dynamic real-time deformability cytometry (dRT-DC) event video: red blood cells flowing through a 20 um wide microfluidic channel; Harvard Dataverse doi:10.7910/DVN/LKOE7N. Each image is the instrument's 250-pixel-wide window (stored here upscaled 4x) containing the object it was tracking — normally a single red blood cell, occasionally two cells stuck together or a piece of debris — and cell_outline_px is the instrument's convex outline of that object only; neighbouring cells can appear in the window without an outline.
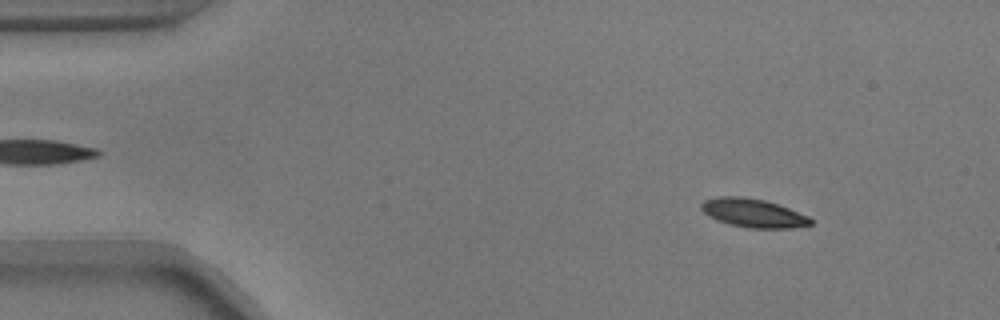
{"species": "common noctule bat (a hibernating species)", "species_latin": "Nyctalus noctula", "temperature_condition": "warm", "stored_images_in_passage": 54, "camera_frame_rate_fps": 3000, "um_per_image_px": 0.085, "animal": {"sex": "male", "body_mass_g": 17.9}, "frame": {"image": 1, "passage_image": 6, "time_ms": 1.667, "image_size_px": [1000, 320], "cell_outline_px": [[812, 224], [788, 228], [748, 228], [728, 224], [716, 220], [708, 216], [700, 208], [700, 204], [704, 200], [720, 196], [740, 196], [764, 200], [788, 208], [808, 216], [812, 220]], "centroid_in_image_um": [63.97, 18.11], "position_along_channel_um": 21.0, "area_um2": 18.15}}
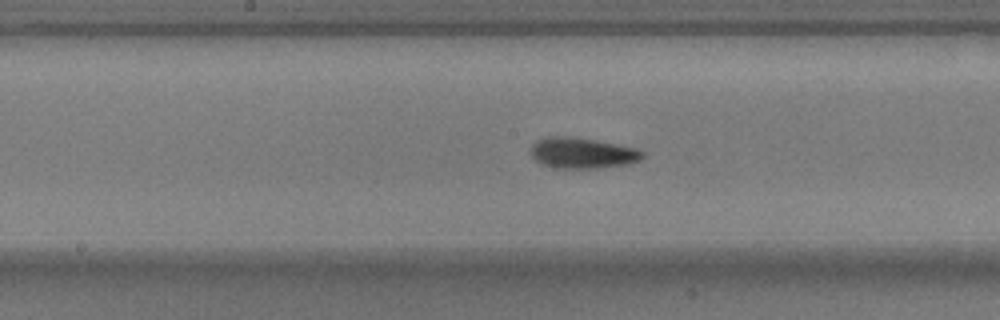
{"frame": {"image": 2, "passage_image": 27, "time_ms": 8.667, "image_size_px": [1000, 320], "cell_outline_px": [[644, 156], [640, 160], [628, 164], [596, 168], [552, 168], [540, 164], [532, 156], [532, 144], [536, 140], [548, 136], [568, 136], [616, 144], [636, 148], [644, 152]], "centroid_in_image_um": [49.48, 13.01], "position_along_channel_um": 198.7, "area_um2": 20.0}}
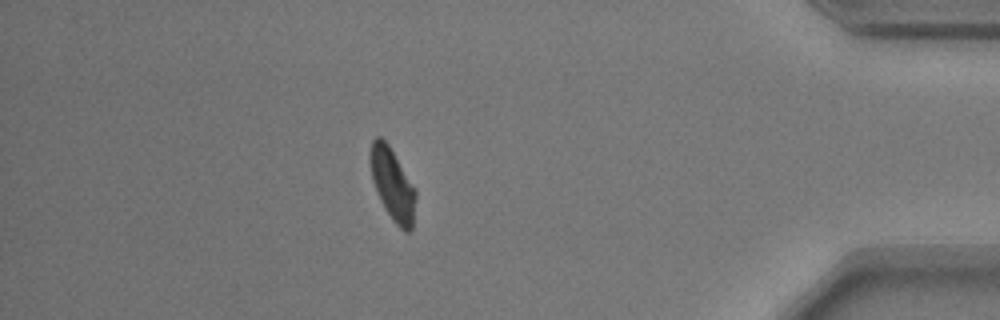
{"frame": {"image": 3, "passage_image": 47, "time_ms": 15.333, "image_size_px": [1000, 320], "cell_outline_px": [[416, 196], [412, 228], [408, 232], [404, 232], [392, 220], [384, 208], [380, 200], [372, 180], [368, 160], [368, 152], [372, 140], [376, 136], [380, 136], [388, 144], [416, 188]], "centroid_in_image_um": [33.34, 15.64], "position_along_channel_um": 401.9, "area_um2": 19.42}, "authors_computed_cell_mechanics": {"area_um2": 18.7272, "velocity_mm_per_s": 3.7019, "shape_relaxation_time_tau1_ms": 3.2757, "shape_relaxation_time_tau2_ms": 2.915, "deformation_change_tau1": 0.1463, "deformation_change_tau2": 0.0932}}